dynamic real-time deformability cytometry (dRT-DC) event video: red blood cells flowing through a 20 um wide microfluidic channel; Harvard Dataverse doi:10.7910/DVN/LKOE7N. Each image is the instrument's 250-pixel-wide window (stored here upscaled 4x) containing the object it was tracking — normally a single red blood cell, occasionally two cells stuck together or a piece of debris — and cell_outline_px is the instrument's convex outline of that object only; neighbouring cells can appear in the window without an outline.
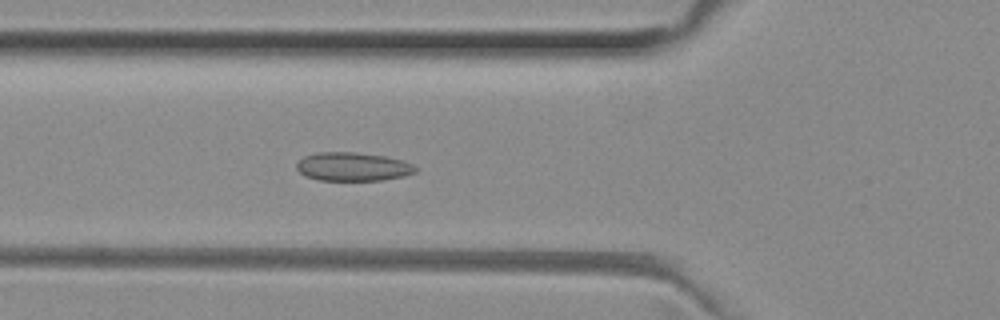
{"species": "common noctule bat (a hibernating species)", "species_latin": "Nyctalus noctula", "temperature_condition": "room temperature", "stored_images_in_passage": 35, "camera_frame_rate_fps": 3000, "um_per_image_px": 0.085, "animal": {"sex": "female", "body_mass_g": 29.2, "forearm_length_mm": 56.3}, "frame": {"image": 1, "passage_image": 17, "time_ms": 5.333, "image_size_px": [1000, 320], "cell_outline_px": [[420, 168], [416, 172], [404, 176], [384, 180], [320, 180], [304, 176], [296, 168], [296, 164], [304, 156], [316, 152], [356, 152], [388, 156], [404, 160]], "centroid_in_image_um": [30.03, 14.16], "position_along_channel_um": 95.8, "area_um2": 20.11}}
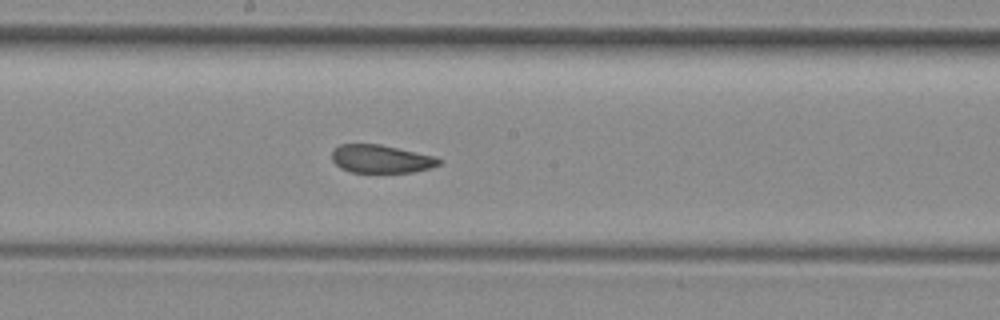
{"frame": {"image": 2, "passage_image": 26, "time_ms": 8.333, "image_size_px": [1000, 320], "cell_outline_px": [[444, 160], [440, 164], [432, 168], [412, 172], [352, 172], [340, 168], [332, 160], [332, 152], [340, 144], [380, 144], [436, 156]], "centroid_in_image_um": [32.44, 13.51], "position_along_channel_um": 215.8, "area_um2": 17.63}}
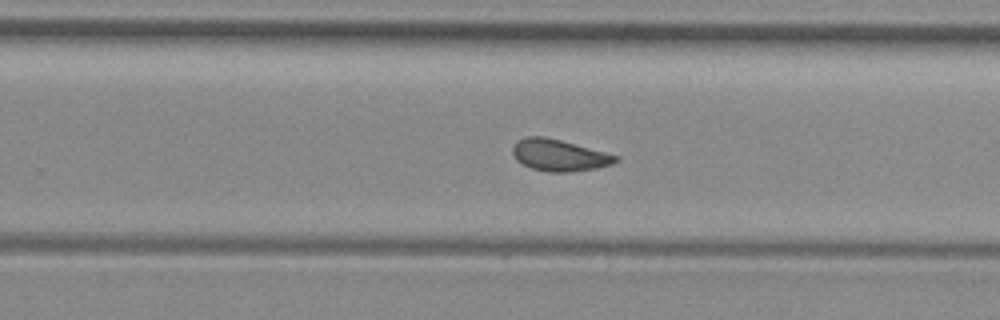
{"frame": {"image": 3, "passage_image": 31, "time_ms": 10.0, "image_size_px": [1000, 320], "cell_outline_px": [[620, 160], [612, 164], [596, 168], [568, 172], [548, 172], [532, 168], [516, 160], [512, 152], [512, 148], [516, 140], [528, 136], [544, 136], [560, 140], [620, 156]], "centroid_in_image_um": [47.53, 13.19], "position_along_channel_um": 282.3, "area_um2": 18.96}}